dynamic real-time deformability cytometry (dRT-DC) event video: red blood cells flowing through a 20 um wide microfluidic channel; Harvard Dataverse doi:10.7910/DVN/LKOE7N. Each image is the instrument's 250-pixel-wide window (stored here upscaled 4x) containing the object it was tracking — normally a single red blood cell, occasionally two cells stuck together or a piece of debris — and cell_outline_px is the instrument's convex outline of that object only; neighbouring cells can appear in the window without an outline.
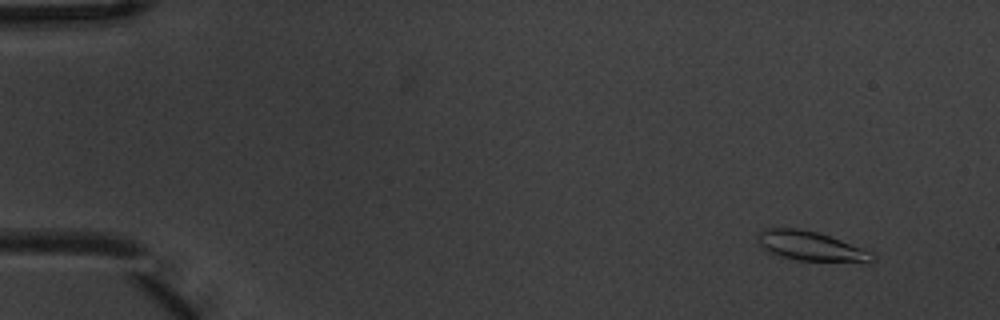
{"species": "common noctule bat (a hibernating species)", "species_latin": "Nyctalus noctula", "temperature_condition": "warm", "stored_images_in_passage": 9, "camera_frame_rate_fps": 3000, "um_per_image_px": 0.085, "animal": {"sex": "male", "body_mass_g": 20.1, "forearm_length_mm": 53.5}, "frame": {"image": 1, "passage_image": 2, "time_ms": 0.333, "image_size_px": [1000, 320], "cell_outline_px": [[876, 260], [868, 264], [796, 260], [780, 256], [764, 248], [760, 244], [756, 236], [764, 228], [800, 228], [816, 232], [840, 240], [872, 252], [876, 256]], "centroid_in_image_um": [69.01, 20.96], "position_along_channel_um": 16.0, "area_um2": 20.0}}
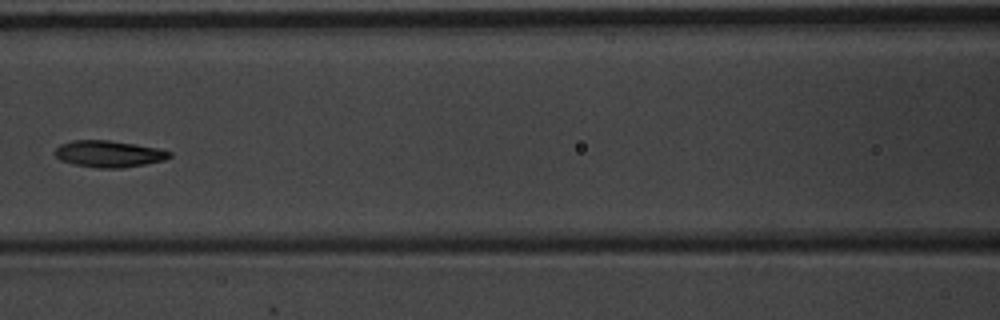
{"frame": {"image": 2, "passage_image": 8, "time_ms": 2.333, "image_size_px": [1000, 320], "cell_outline_px": [[172, 156], [164, 160], [144, 164], [120, 168], [96, 168], [76, 164], [60, 160], [56, 156], [56, 148], [60, 144], [72, 140], [108, 140], [136, 144], [160, 148], [172, 152]], "centroid_in_image_um": [9.28, 13.07], "position_along_channel_um": 157.3, "area_um2": 17.74}}
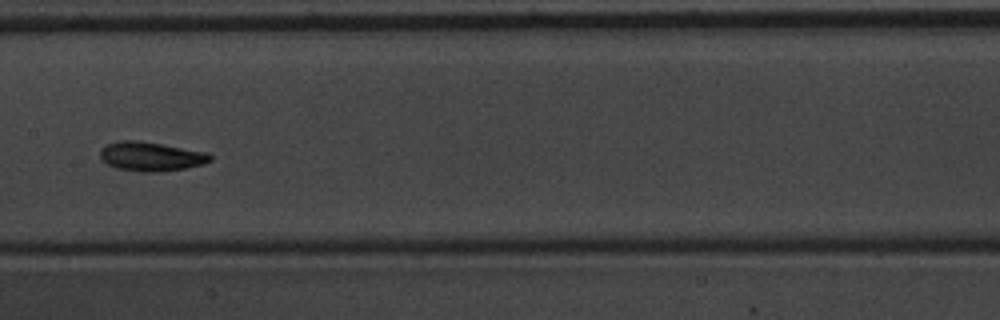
{"frame": {"image": 3, "passage_image": 9, "time_ms": 2.667, "image_size_px": [1000, 320], "cell_outline_px": [[212, 160], [204, 164], [184, 168], [156, 172], [144, 172], [116, 168], [108, 164], [100, 156], [100, 148], [108, 144], [120, 140], [136, 140], [208, 152], [212, 156]], "centroid_in_image_um": [12.84, 13.29], "position_along_channel_um": 194.6, "area_um2": 18.55}}